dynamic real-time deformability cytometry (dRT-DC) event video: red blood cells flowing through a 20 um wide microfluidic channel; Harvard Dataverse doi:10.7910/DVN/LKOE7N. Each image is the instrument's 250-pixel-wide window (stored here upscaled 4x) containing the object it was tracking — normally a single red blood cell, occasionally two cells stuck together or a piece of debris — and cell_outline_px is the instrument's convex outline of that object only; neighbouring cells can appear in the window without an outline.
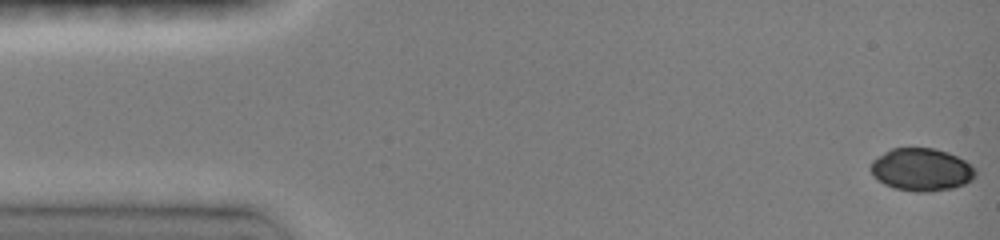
{"species": "common noctule bat (a hibernating species)", "species_latin": "Nyctalus noctula", "temperature_condition": "room temperature", "stored_images_in_passage": 47, "camera_frame_rate_fps": 3000, "um_per_image_px": 0.085, "animal": {"sex": "female", "body_mass_g": 19.0, "forearm_length_mm": 51.5}, "frame": {"image": 1, "passage_image": 1, "time_ms": 0.0, "image_size_px": [1000, 240], "cell_outline_px": [[976, 176], [972, 180], [964, 184], [952, 188], [928, 192], [916, 192], [892, 188], [876, 180], [872, 176], [868, 168], [872, 160], [892, 148], [932, 148], [948, 152], [964, 160], [976, 168]], "centroid_in_image_um": [78.29, 14.43], "position_along_channel_um": 6.7, "area_um2": 26.36}}
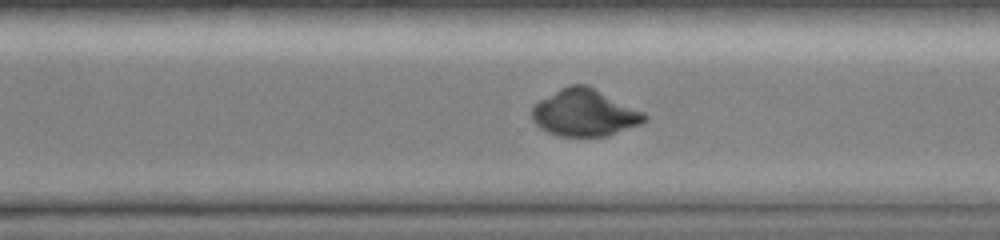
{"frame": {"image": 2, "passage_image": 33, "time_ms": 10.667, "image_size_px": [1000, 240], "cell_outline_px": [[648, 116], [640, 124], [608, 136], [560, 136], [548, 132], [540, 128], [532, 120], [532, 104], [560, 88], [568, 84], [588, 84], [644, 112]], "centroid_in_image_um": [49.67, 9.57], "position_along_channel_um": 320.9, "area_um2": 30.98}}
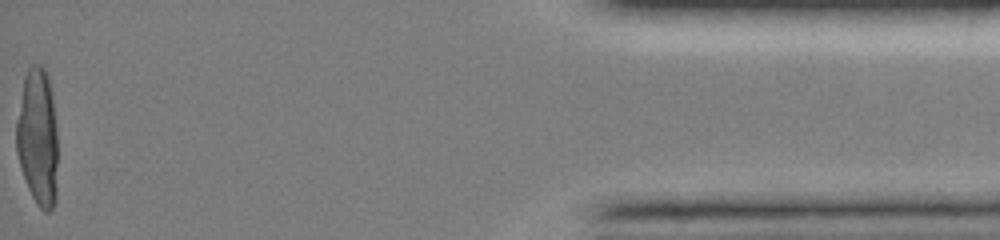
{"frame": {"image": 3, "passage_image": 47, "time_ms": 15.333, "image_size_px": [1000, 240], "cell_outline_px": [[56, 200], [52, 208], [48, 212], [44, 212], [36, 204], [28, 188], [20, 168], [16, 152], [16, 120], [24, 76], [28, 68], [32, 64], [40, 64], [44, 68], [48, 76], [52, 96], [56, 128]], "centroid_in_image_um": [3.18, 11.67], "position_along_channel_um": 432.0, "area_um2": 33.29}}